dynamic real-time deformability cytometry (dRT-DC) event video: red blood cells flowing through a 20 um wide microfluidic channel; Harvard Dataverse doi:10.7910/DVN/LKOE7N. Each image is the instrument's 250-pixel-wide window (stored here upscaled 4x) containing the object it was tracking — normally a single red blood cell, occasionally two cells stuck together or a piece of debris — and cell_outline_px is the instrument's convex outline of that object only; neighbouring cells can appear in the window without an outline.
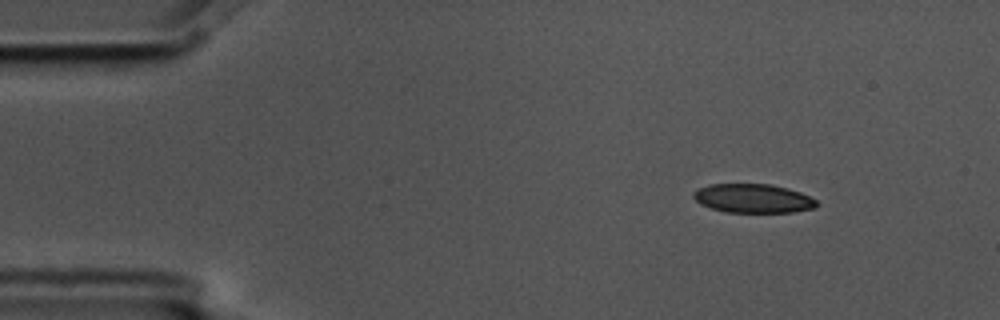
{"species": "common noctule bat (a hibernating species)", "species_latin": "Nyctalus noctula", "temperature_condition": "cold", "stored_images_in_passage": 4, "camera_frame_rate_fps": 3000, "um_per_image_px": 0.085, "animal": {"sex": "male", "body_mass_g": 17.5, "forearm_length_mm": 52.3}, "frame": {"image": 1, "passage_image": 1, "time_ms": 0.0, "image_size_px": [1000, 320], "cell_outline_px": [[820, 204], [816, 208], [792, 212], [724, 212], [700, 204], [692, 196], [692, 192], [708, 184], [768, 184], [788, 188], [800, 192], [816, 200]], "centroid_in_image_um": [64.02, 16.86], "position_along_channel_um": 21.0, "area_um2": 20.81}}
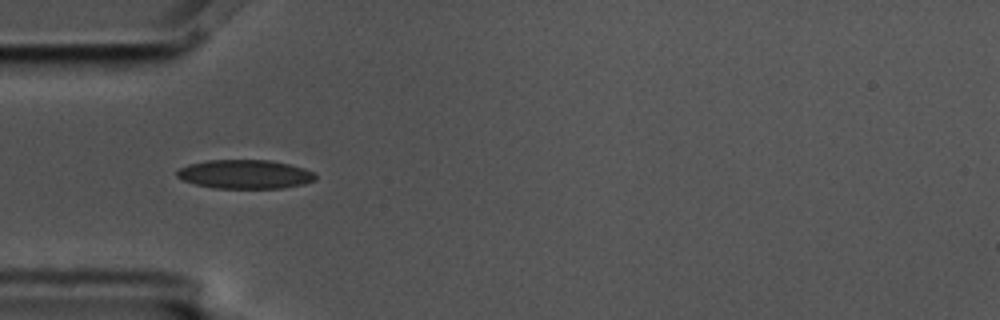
{"frame": {"image": 2, "passage_image": 4, "time_ms": 1.0, "image_size_px": [1000, 320], "cell_outline_px": [[316, 180], [304, 184], [284, 188], [212, 188], [196, 184], [184, 180], [176, 176], [176, 172], [180, 168], [188, 164], [208, 160], [268, 160], [288, 164], [304, 168], [312, 172], [316, 176]], "centroid_in_image_um": [20.83, 14.81], "position_along_channel_um": 64.2, "area_um2": 23.29}}